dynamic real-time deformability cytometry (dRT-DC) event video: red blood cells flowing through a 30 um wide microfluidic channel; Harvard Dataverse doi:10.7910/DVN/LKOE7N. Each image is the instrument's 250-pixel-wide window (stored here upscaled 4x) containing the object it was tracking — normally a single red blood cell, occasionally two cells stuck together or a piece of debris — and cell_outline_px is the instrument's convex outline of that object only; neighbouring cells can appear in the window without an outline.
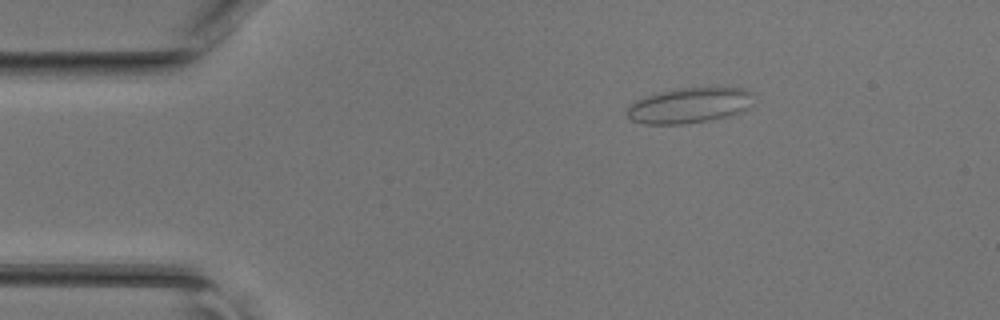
{"species": "common noctule bat (a hibernating species)", "species_latin": "Nyctalus noctula", "temperature_condition": "room temperature", "stored_images_in_passage": 39, "camera_frame_rate_fps": 3000, "um_per_image_px": 0.085, "animal": {"sex": "female", "body_mass_g": 17.0, "forearm_length_mm": 48.0}, "frame": {"image": 1, "passage_image": 1, "time_ms": 0.0, "image_size_px": [1000, 320], "cell_outline_px": [[752, 92], [748, 108], [744, 112], [728, 116], [708, 120], [680, 124], [644, 124], [632, 120], [628, 116], [628, 104], [644, 96], [656, 92], [676, 88], [744, 88]], "centroid_in_image_um": [58.56, 8.95], "position_along_channel_um": 26.4, "area_um2": 26.07}}
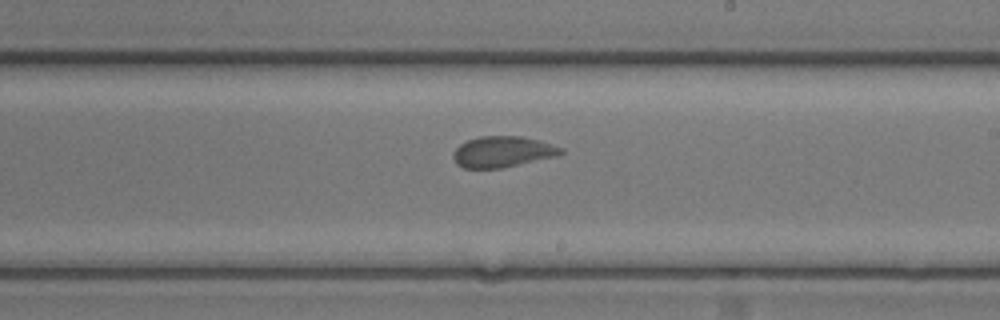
{"frame": {"image": 2, "passage_image": 20, "time_ms": 6.333, "image_size_px": [1000, 320], "cell_outline_px": [[564, 152], [560, 156], [500, 168], [464, 168], [456, 164], [452, 156], [452, 152], [460, 144], [468, 140], [480, 136], [520, 136], [540, 140], [564, 148]], "centroid_in_image_um": [42.75, 12.9], "position_along_channel_um": 246.3, "area_um2": 19.65}}
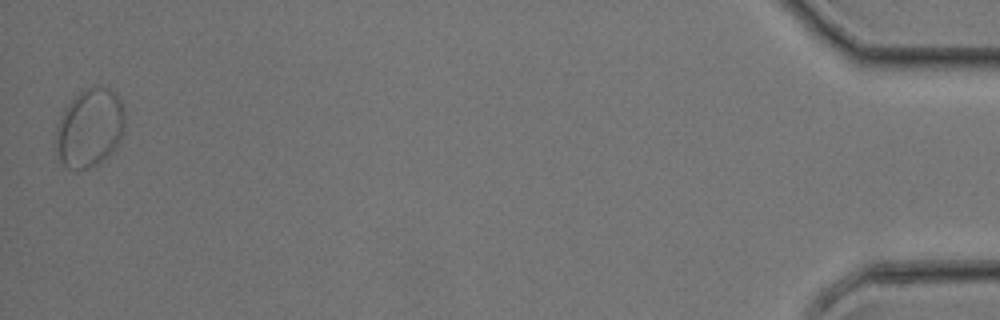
{"frame": {"image": 3, "passage_image": 39, "time_ms": 12.667, "image_size_px": [1000, 320], "cell_outline_px": [[124, 128], [116, 148], [104, 160], [88, 168], [68, 168], [56, 156], [56, 128], [60, 116], [64, 108], [80, 92], [88, 88], [108, 88], [120, 100], [124, 108]], "centroid_in_image_um": [7.61, 10.9], "position_along_channel_um": 427.6, "area_um2": 31.21}}